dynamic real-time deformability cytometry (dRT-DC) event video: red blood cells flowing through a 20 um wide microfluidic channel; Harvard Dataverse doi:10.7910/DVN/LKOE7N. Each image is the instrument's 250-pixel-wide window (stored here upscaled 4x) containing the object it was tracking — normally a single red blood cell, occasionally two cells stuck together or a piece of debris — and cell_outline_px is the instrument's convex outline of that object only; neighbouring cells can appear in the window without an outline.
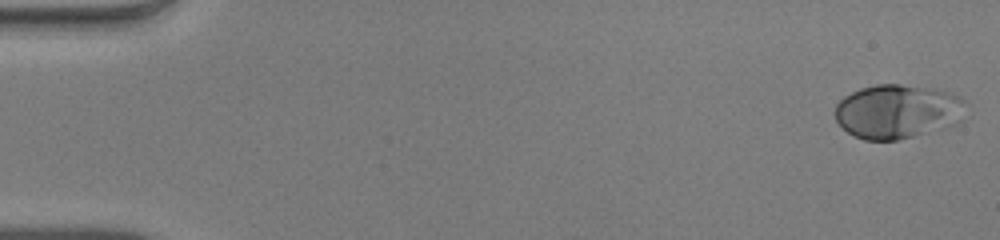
{"species": "human", "species_latin": "Homo sapiens", "temperature_condition": "warm", "stored_images_in_passage": 52, "camera_frame_rate_fps": 3000, "um_per_image_px": 0.085, "donor": {"sex": "male"}, "frame": {"image": 1, "passage_image": 1, "time_ms": 0.0, "image_size_px": [1000, 240], "cell_outline_px": [[964, 100], [960, 120], [956, 124], [912, 136], [896, 140], [864, 140], [848, 132], [836, 120], [836, 104], [844, 96], [860, 88], [876, 84], [900, 84], [932, 88], [948, 92], [960, 96]], "centroid_in_image_um": [76.26, 9.46], "position_along_channel_um": 8.7, "area_um2": 40.81}}
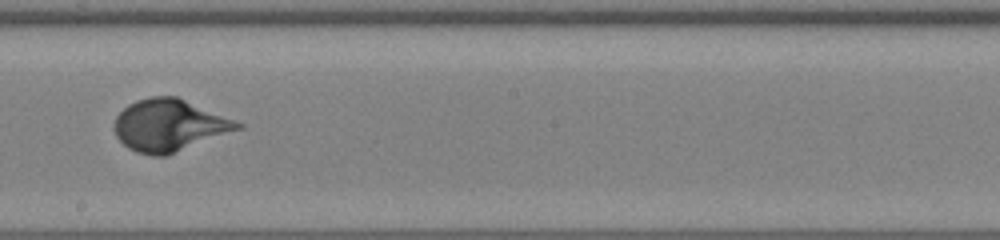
{"frame": {"image": 2, "passage_image": 30, "time_ms": 9.667, "image_size_px": [1000, 240], "cell_outline_px": [[244, 128], [164, 156], [152, 156], [136, 152], [128, 148], [116, 136], [112, 128], [112, 124], [116, 116], [128, 104], [136, 100], [152, 96], [176, 96], [244, 124]], "centroid_in_image_um": [14.35, 10.65], "position_along_channel_um": 233.8, "area_um2": 37.28}}
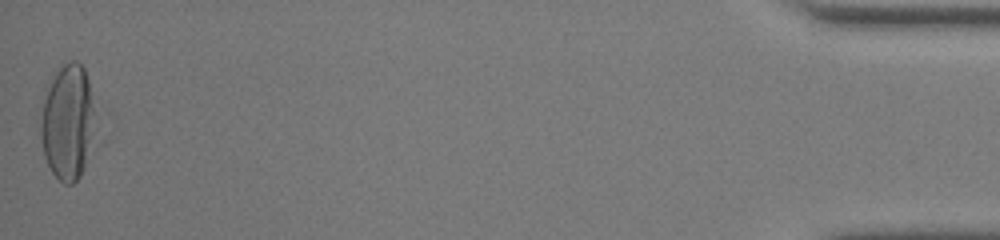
{"frame": {"image": 3, "passage_image": 52, "time_ms": 17.0, "image_size_px": [1000, 240], "cell_outline_px": [[92, 132], [84, 164], [80, 176], [72, 184], [64, 184], [52, 172], [44, 156], [40, 136], [40, 124], [44, 100], [48, 88], [56, 72], [68, 60], [76, 60], [84, 68], [88, 80], [92, 108]], "centroid_in_image_um": [5.7, 10.38], "position_along_channel_um": 429.5, "area_um2": 35.32}, "authors_computed_cell_mechanics": {"area_um2": 35.8938, "velocity_mm_per_s": 3.9365, "shape_relaxation_time_tau1_ms": 4.1472, "shape_relaxation_time_tau2_ms": null, "deformation_change_tau1": 0.234, "deformation_change_tau2": null}}